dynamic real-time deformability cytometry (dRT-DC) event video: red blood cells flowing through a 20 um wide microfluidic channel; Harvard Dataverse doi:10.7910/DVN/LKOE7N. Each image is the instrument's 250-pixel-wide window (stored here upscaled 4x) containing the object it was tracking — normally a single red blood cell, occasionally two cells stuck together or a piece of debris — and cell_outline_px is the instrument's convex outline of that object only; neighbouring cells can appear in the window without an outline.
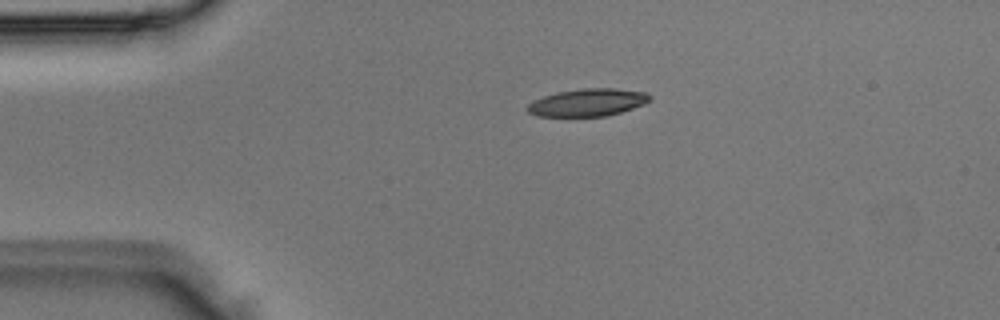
{"species": "Egyptian fruit bat (a non-hibernating species)", "species_latin": "Rousettus aegyptiacus", "temperature_condition": "room temperature", "stored_images_in_passage": 3, "camera_frame_rate_fps": 3000, "um_per_image_px": 0.085, "animal": {"sex": "male"}, "frame": {"image": 1, "passage_image": 1, "time_ms": 0.0, "image_size_px": [1000, 320], "cell_outline_px": [[652, 100], [644, 104], [608, 116], [536, 116], [528, 112], [524, 108], [528, 104], [544, 96], [560, 92], [584, 88], [612, 88], [644, 92], [652, 96]], "centroid_in_image_um": [49.96, 8.72], "position_along_channel_um": 35.0, "area_um2": 19.48}}